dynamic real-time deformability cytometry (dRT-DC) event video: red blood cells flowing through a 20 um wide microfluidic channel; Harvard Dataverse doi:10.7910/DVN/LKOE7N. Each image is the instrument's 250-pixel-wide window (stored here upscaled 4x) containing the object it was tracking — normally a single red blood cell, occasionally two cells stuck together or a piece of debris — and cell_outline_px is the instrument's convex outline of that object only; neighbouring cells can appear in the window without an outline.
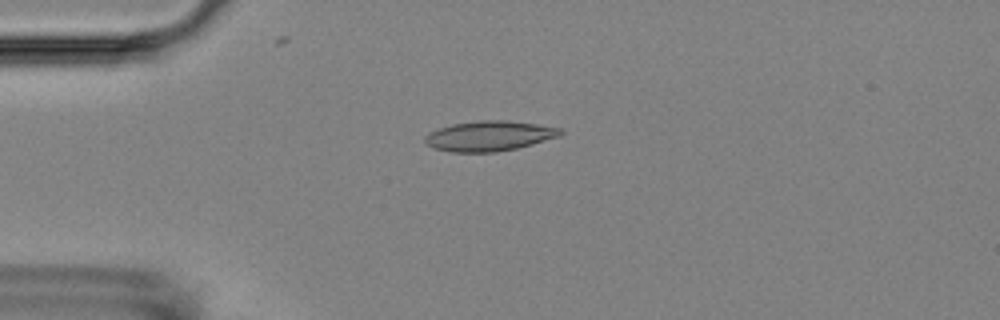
{"species": "Egyptian fruit bat (a non-hibernating species)", "species_latin": "Rousettus aegyptiacus", "temperature_condition": "room temperature", "stored_images_in_passage": 3, "camera_frame_rate_fps": 3000, "um_per_image_px": 0.085, "animal": {"sex": "female"}, "frame": {"image": 1, "passage_image": 3, "time_ms": 2.333, "image_size_px": [1000, 320], "cell_outline_px": [[564, 132], [560, 136], [532, 144], [516, 148], [496, 152], [448, 152], [436, 148], [428, 144], [424, 140], [424, 136], [440, 128], [452, 124], [480, 120], [508, 120], [564, 128]], "centroid_in_image_um": [41.64, 11.55], "position_along_channel_um": 43.4, "area_um2": 23.7}}